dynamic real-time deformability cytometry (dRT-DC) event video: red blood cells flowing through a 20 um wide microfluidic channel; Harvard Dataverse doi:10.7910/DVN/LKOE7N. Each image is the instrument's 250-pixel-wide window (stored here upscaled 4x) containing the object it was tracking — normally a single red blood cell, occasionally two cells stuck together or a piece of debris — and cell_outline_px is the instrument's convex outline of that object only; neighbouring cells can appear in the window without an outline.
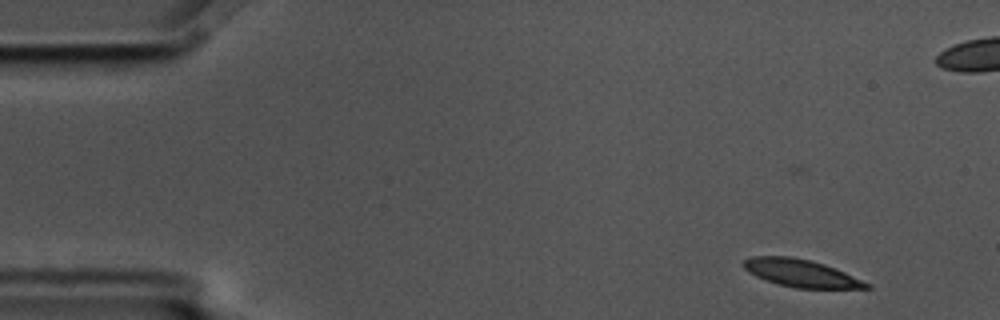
{"species": "common noctule bat (a hibernating species)", "species_latin": "Nyctalus noctula", "temperature_condition": "cold", "stored_images_in_passage": 15, "camera_frame_rate_fps": 3000, "um_per_image_px": 0.085, "animal": {"sex": "male", "body_mass_g": 17.5, "forearm_length_mm": 52.3}, "frame": {"image": 1, "passage_image": 1, "time_ms": 0.0, "image_size_px": [1000, 320], "cell_outline_px": [[872, 288], [796, 288], [780, 284], [756, 276], [748, 272], [740, 264], [744, 260], [752, 256], [792, 256], [824, 264], [836, 268], [872, 284]], "centroid_in_image_um": [68.09, 23.21], "position_along_channel_um": 16.9, "area_um2": 19.65}}